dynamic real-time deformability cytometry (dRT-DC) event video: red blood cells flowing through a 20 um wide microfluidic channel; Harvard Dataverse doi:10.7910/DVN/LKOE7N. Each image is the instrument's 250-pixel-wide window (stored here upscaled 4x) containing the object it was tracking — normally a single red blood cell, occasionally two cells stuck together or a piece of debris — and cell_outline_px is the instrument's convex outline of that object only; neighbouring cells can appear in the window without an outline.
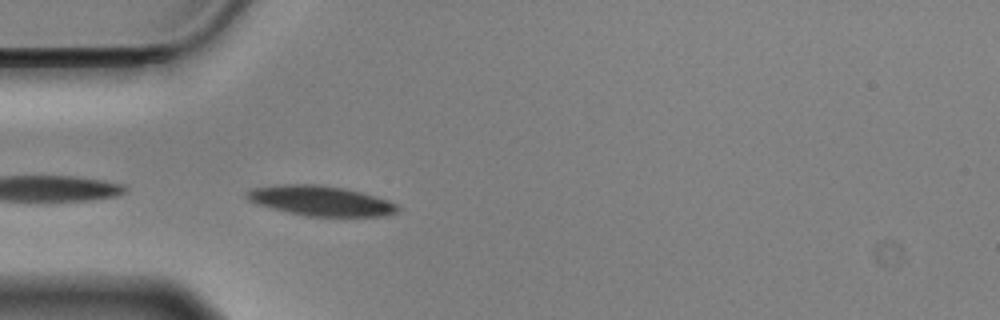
{"species": "Egyptian fruit bat (a non-hibernating species)", "species_latin": "Rousettus aegyptiacus", "temperature_condition": "cold", "stored_images_in_passage": 13, "camera_frame_rate_fps": 3000, "um_per_image_px": 0.085, "animal": {"sex": "male"}, "frame": {"image": 1, "passage_image": 1, "time_ms": 0.0, "image_size_px": [1000, 320], "cell_outline_px": [[400, 212], [384, 216], [308, 216], [288, 212], [256, 204], [248, 200], [244, 196], [244, 192], [252, 188], [276, 184], [320, 184], [344, 188], [376, 196], [388, 200], [396, 204], [400, 208]], "centroid_in_image_um": [27.23, 17.06], "position_along_channel_um": 57.8, "area_um2": 26.59}}
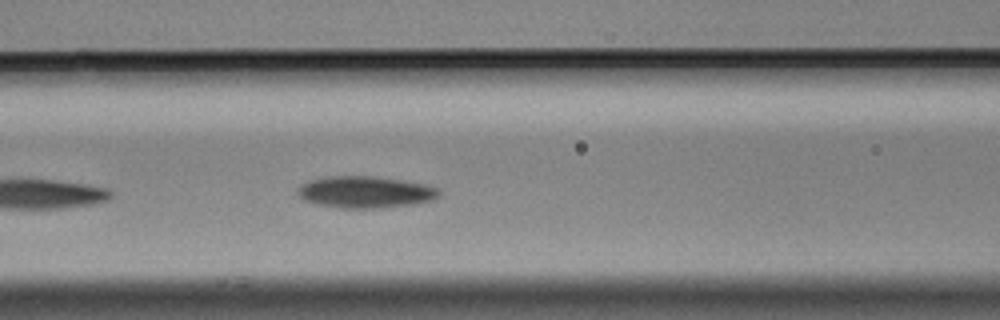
{"frame": {"image": 2, "passage_image": 8, "time_ms": 2.333, "image_size_px": [1000, 320], "cell_outline_px": [[440, 196], [432, 200], [416, 204], [380, 208], [340, 208], [316, 204], [304, 200], [296, 192], [308, 180], [328, 176], [372, 176], [400, 180], [424, 184], [436, 188], [440, 192]], "centroid_in_image_um": [31.05, 16.33], "position_along_channel_um": 135.5, "area_um2": 26.07}}